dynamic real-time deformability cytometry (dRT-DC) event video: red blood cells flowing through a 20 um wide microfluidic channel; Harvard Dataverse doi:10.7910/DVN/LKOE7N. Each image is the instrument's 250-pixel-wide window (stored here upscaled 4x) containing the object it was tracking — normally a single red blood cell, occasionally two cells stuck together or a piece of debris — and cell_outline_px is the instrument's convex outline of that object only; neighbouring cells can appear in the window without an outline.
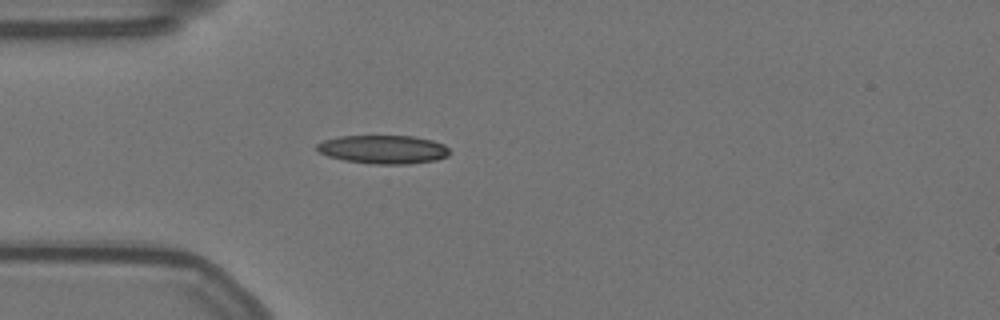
{"species": "Egyptian fruit bat (a non-hibernating species)", "species_latin": "Rousettus aegyptiacus", "temperature_condition": "warm", "stored_images_in_passage": 46, "camera_frame_rate_fps": 3000, "um_per_image_px": 0.085, "animal": {"sex": "female"}, "frame": {"image": 1, "passage_image": 8, "time_ms": 2.333, "image_size_px": [1000, 320], "cell_outline_px": [[452, 152], [448, 156], [436, 160], [408, 164], [372, 164], [344, 160], [328, 156], [320, 152], [316, 148], [316, 144], [324, 140], [340, 136], [412, 136], [432, 140], [444, 144]], "centroid_in_image_um": [32.61, 12.7], "position_along_channel_um": 52.4, "area_um2": 22.14}}
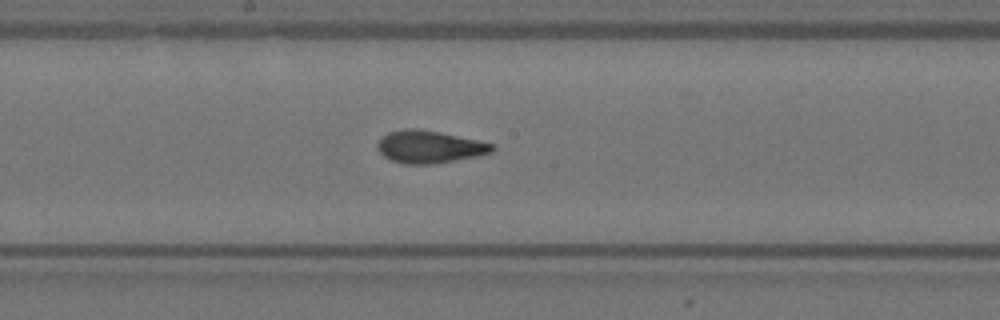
{"frame": {"image": 2, "passage_image": 22, "time_ms": 7.0, "image_size_px": [1000, 320], "cell_outline_px": [[496, 148], [492, 152], [476, 156], [432, 164], [404, 164], [392, 160], [384, 156], [376, 148], [376, 144], [388, 132], [404, 128], [416, 128], [440, 132], [496, 144]], "centroid_in_image_um": [36.5, 12.47], "position_along_channel_um": 211.7, "area_um2": 21.68}}
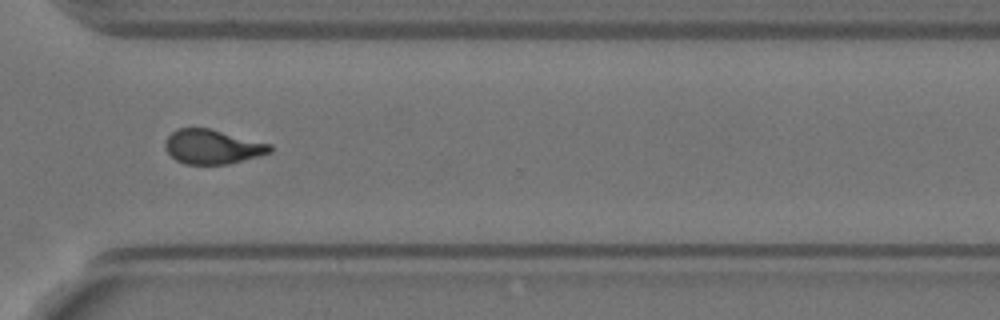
{"frame": {"image": 3, "passage_image": 34, "time_ms": 11.0, "image_size_px": [1000, 320], "cell_outline_px": [[272, 152], [260, 156], [228, 164], [184, 164], [176, 160], [164, 148], [164, 140], [176, 128], [208, 128], [272, 144]], "centroid_in_image_um": [18.05, 12.47], "position_along_channel_um": 352.5, "area_um2": 21.1}, "authors_computed_cell_mechanics": {"area_um2": 21.2704, "velocity_mm_per_s": 3.5358, "shape_relaxation_time_tau1_ms": 5.3127, "shape_relaxation_time_tau2_ms": 1.9769, "deformation_change_tau1": 0.173, "deformation_change_tau2": 0.0857}}